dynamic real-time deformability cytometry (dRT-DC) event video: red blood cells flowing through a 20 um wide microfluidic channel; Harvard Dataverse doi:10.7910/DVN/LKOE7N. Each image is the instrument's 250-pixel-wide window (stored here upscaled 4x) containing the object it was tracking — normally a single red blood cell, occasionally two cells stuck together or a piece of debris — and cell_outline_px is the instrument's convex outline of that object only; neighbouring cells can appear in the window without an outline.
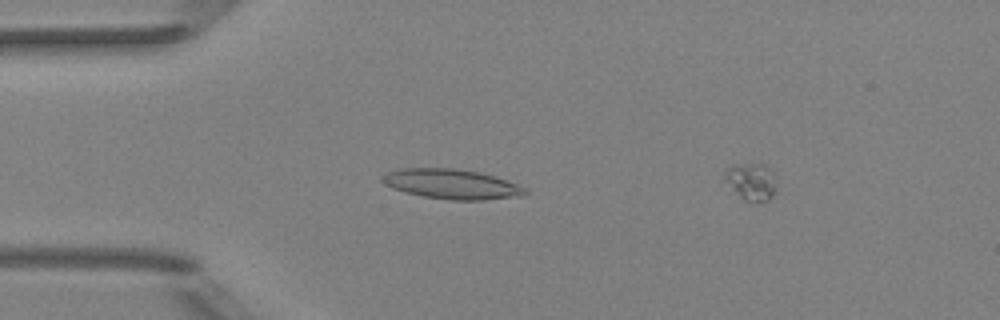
{"species": "Egyptian fruit bat (a non-hibernating species)", "species_latin": "Rousettus aegyptiacus", "temperature_condition": "room temperature", "stored_images_in_passage": 6, "camera_frame_rate_fps": 3000, "um_per_image_px": 0.085, "animal": {"sex": "female"}, "frame": {"image": 1, "passage_image": 4, "time_ms": 1.0, "image_size_px": [1000, 320], "cell_outline_px": [[528, 192], [524, 196], [484, 200], [452, 200], [424, 196], [392, 188], [384, 184], [380, 180], [380, 176], [384, 172], [400, 168], [452, 168], [480, 172], [516, 184], [524, 188]], "centroid_in_image_um": [38.34, 15.64], "position_along_channel_um": 46.7, "area_um2": 24.8}}